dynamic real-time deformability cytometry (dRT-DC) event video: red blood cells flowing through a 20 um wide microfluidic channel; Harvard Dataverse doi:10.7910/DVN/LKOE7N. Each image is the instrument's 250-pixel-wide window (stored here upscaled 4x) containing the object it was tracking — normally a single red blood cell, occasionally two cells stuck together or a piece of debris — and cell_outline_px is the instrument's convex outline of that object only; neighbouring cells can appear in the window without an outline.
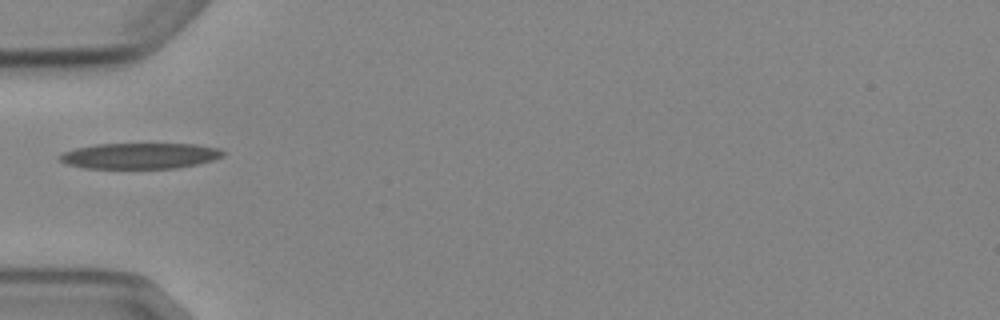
{"species": "Egyptian fruit bat (a non-hibernating species)", "species_latin": "Rousettus aegyptiacus", "temperature_condition": "cold", "stored_images_in_passage": 2, "camera_frame_rate_fps": 3000, "um_per_image_px": 0.085, "animal": {"sex": "female"}, "frame": {"image": 1, "passage_image": 1, "time_ms": 0.0, "image_size_px": [1000, 320], "cell_outline_px": [[224, 156], [212, 160], [196, 164], [176, 168], [84, 168], [68, 164], [60, 160], [56, 156], [64, 152], [76, 148], [96, 144], [196, 144], [220, 148], [224, 152]], "centroid_in_image_um": [11.9, 13.24], "position_along_channel_um": 73.1, "area_um2": 24.51}}
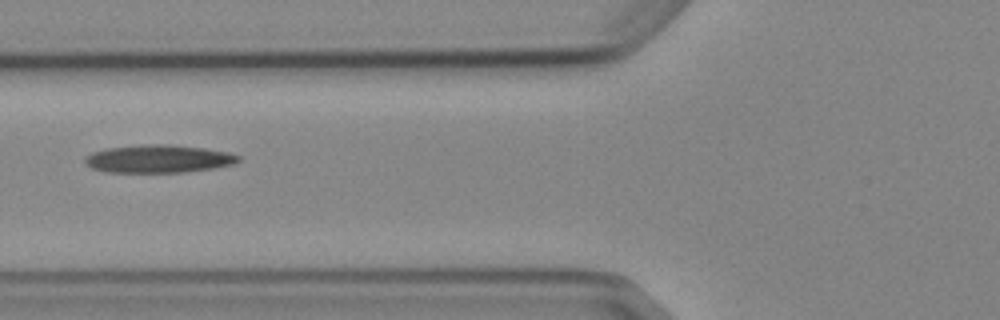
{"frame": {"image": 2, "passage_image": 2, "time_ms": 1.0, "image_size_px": [1000, 320], "cell_outline_px": [[240, 160], [232, 164], [212, 168], [184, 172], [108, 172], [92, 168], [84, 164], [84, 156], [92, 152], [108, 148], [140, 144], [160, 144], [204, 148], [224, 152], [240, 156]], "centroid_in_image_um": [13.39, 13.5], "position_along_channel_um": 112.4, "area_um2": 24.74}}